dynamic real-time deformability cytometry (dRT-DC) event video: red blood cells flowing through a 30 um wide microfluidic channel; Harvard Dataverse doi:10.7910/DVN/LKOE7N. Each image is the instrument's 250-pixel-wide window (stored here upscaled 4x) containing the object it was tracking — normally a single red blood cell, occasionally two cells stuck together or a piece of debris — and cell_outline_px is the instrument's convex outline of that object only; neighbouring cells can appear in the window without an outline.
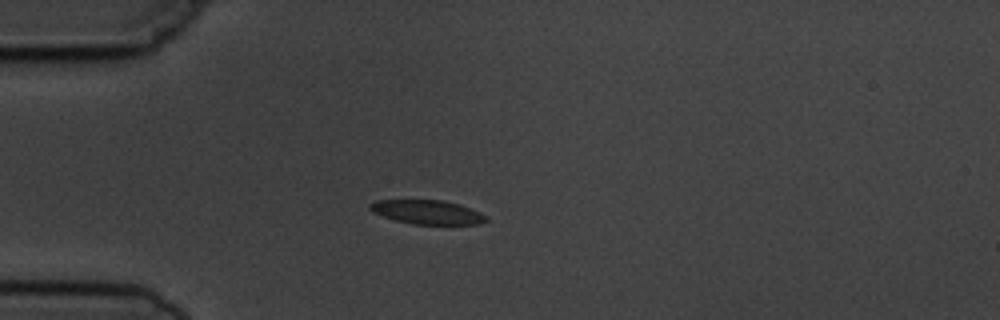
{"species": "common noctule bat (a hibernating species)", "species_latin": "Nyctalus noctula", "temperature_condition": "cold", "stored_images_in_passage": 10, "camera_frame_rate_fps": 3000, "um_per_image_px": 0.085, "animal": {"sex": "male", "body_mass_g": 19.5, "forearm_length_mm": 54.6}, "frame": {"image": 1, "passage_image": 4, "time_ms": 3.667, "image_size_px": [1000, 320], "cell_outline_px": [[488, 220], [480, 224], [412, 224], [396, 220], [372, 212], [368, 208], [368, 204], [376, 200], [444, 200], [460, 204], [480, 212], [488, 216]], "centroid_in_image_um": [36.34, 18.02], "position_along_channel_um": 48.7, "area_um2": 16.36}}
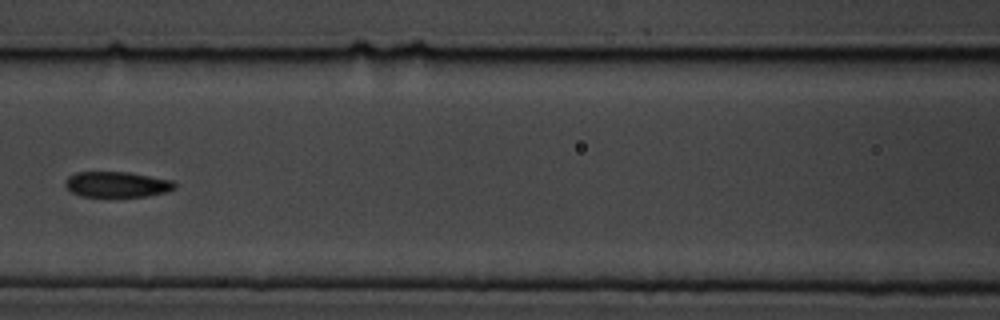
{"frame": {"image": 2, "passage_image": 7, "time_ms": 7.0, "image_size_px": [1000, 320], "cell_outline_px": [[176, 188], [168, 192], [148, 196], [80, 196], [72, 192], [64, 184], [64, 180], [68, 176], [76, 172], [128, 172], [172, 180], [176, 184]], "centroid_in_image_um": [9.95, 15.67], "position_along_channel_um": 156.7, "area_um2": 16.36}}
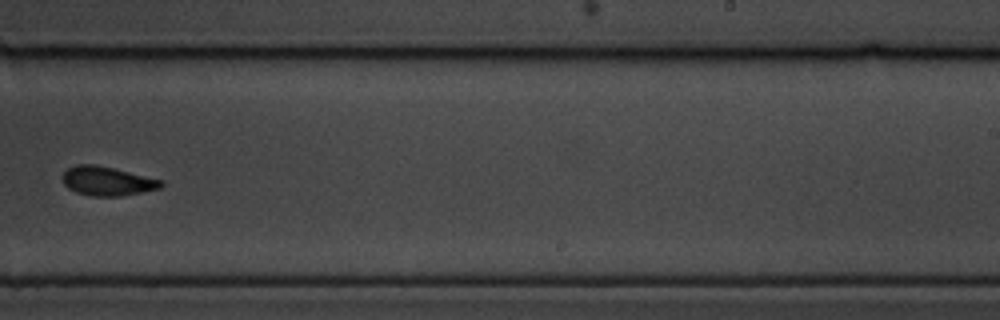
{"frame": {"image": 3, "passage_image": 10, "time_ms": 10.333, "image_size_px": [1000, 320], "cell_outline_px": [[164, 184], [160, 188], [120, 196], [88, 196], [76, 192], [68, 188], [64, 184], [64, 172], [68, 168], [76, 164], [96, 164], [164, 180]], "centroid_in_image_um": [9.12, 15.39], "position_along_channel_um": 279.9, "area_um2": 16.65}}